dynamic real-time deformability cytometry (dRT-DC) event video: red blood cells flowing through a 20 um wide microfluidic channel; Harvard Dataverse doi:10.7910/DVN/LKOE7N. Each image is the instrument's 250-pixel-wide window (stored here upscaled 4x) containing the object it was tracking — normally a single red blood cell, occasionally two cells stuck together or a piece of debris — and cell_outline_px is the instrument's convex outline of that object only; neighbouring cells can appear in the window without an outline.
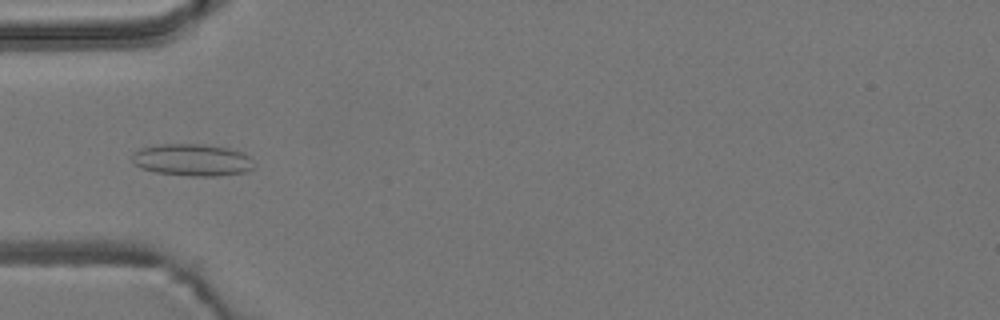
{"species": "common noctule bat (a hibernating species)", "species_latin": "Nyctalus noctula", "temperature_condition": "room temperature", "stored_images_in_passage": 56, "camera_frame_rate_fps": 3000, "um_per_image_px": 0.085, "animal": {"sex": "male", "body_mass_g": 19.2, "forearm_length_mm": 51.8}, "frame": {"image": 1, "passage_image": 18, "time_ms": 5.667, "image_size_px": [1000, 320], "cell_outline_px": [[252, 168], [244, 172], [216, 176], [188, 176], [156, 172], [140, 168], [132, 160], [132, 152], [140, 148], [160, 144], [204, 144], [228, 148], [244, 152], [248, 156]], "centroid_in_image_um": [16.29, 13.59], "position_along_channel_um": 68.7, "area_um2": 22.66}}
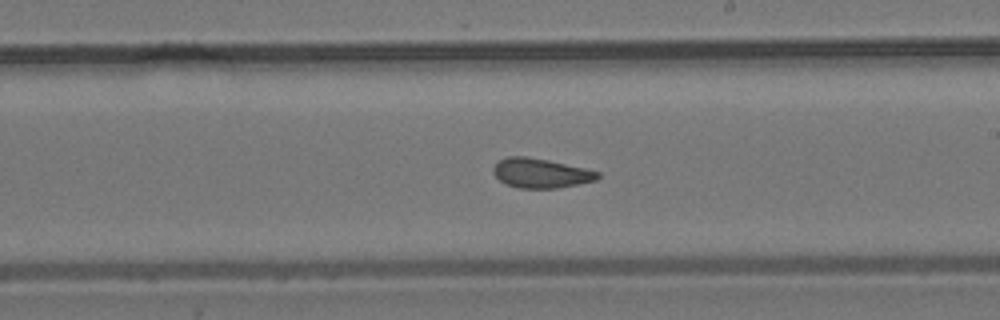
{"frame": {"image": 2, "passage_image": 32, "time_ms": 10.333, "image_size_px": [1000, 320], "cell_outline_px": [[600, 176], [596, 180], [556, 188], [520, 188], [508, 184], [500, 180], [492, 172], [492, 168], [500, 160], [508, 156], [528, 156], [548, 160], [584, 168], [600, 172]], "centroid_in_image_um": [45.96, 14.7], "position_along_channel_um": 243.0, "area_um2": 17.74}}
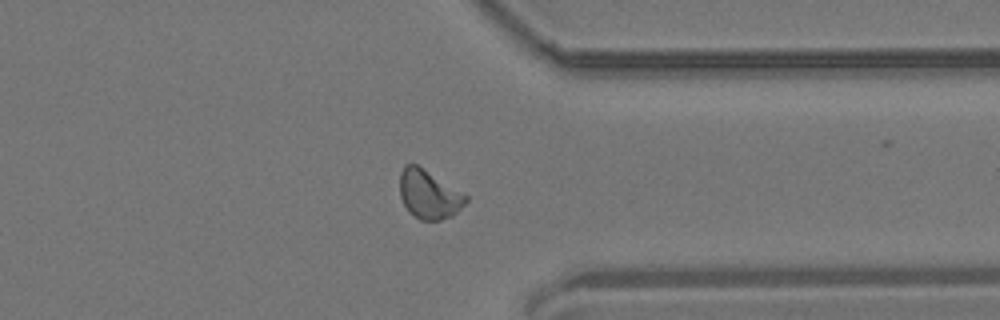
{"frame": {"image": 3, "passage_image": 43, "time_ms": 14.0, "image_size_px": [1000, 320], "cell_outline_px": [[468, 200], [452, 216], [440, 220], [420, 220], [404, 204], [400, 196], [400, 172], [404, 164], [416, 164], [468, 196]], "centroid_in_image_um": [36.44, 16.51], "position_along_channel_um": 375.0, "area_um2": 18.32}, "authors_computed_cell_mechanics": {"area_um2": 18.5538, "velocity_mm_per_s": 3.7139, "shape_relaxation_time_tau1_ms": null, "shape_relaxation_time_tau2_ms": 1.397, "deformation_change_tau1": null, "deformation_change_tau2": 0.0718}}